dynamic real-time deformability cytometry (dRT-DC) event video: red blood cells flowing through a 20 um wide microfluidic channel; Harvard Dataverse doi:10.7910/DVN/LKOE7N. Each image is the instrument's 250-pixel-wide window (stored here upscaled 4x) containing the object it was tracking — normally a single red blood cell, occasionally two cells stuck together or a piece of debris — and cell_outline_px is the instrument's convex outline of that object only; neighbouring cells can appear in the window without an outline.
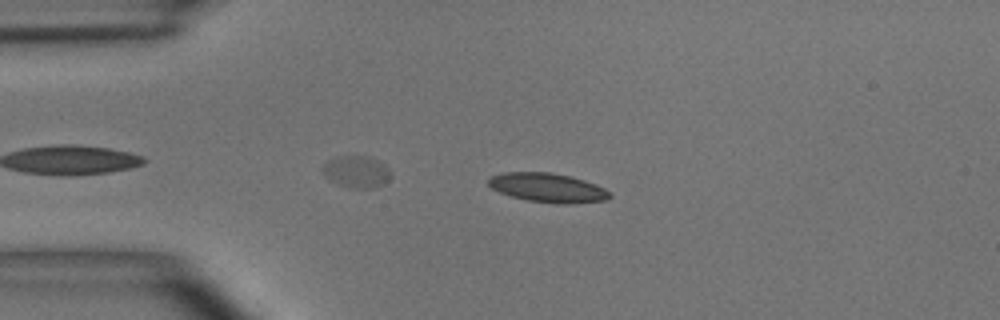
{"species": "common noctule bat (a hibernating species)", "species_latin": "Nyctalus noctula", "temperature_condition": "room temperature", "stored_images_in_passage": 5, "camera_frame_rate_fps": 3000, "um_per_image_px": 0.085, "animal": {"sex": "male", "body_mass_g": 15.6}, "frame": {"image": 1, "passage_image": 3, "time_ms": 3.0, "image_size_px": [1000, 320], "cell_outline_px": [[612, 196], [608, 200], [568, 204], [564, 204], [528, 200], [512, 196], [500, 192], [492, 188], [488, 184], [488, 180], [492, 176], [504, 172], [552, 172], [584, 180], [596, 184], [612, 192]], "centroid_in_image_um": [46.61, 15.95], "position_along_channel_um": 38.4, "area_um2": 20.52}}
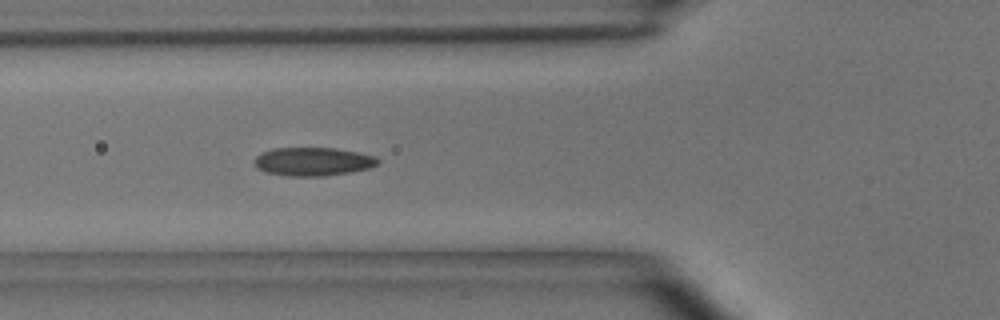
{"frame": {"image": 2, "passage_image": 5, "time_ms": 5.333, "image_size_px": [1000, 320], "cell_outline_px": [[380, 164], [368, 168], [348, 172], [324, 176], [288, 176], [268, 172], [256, 168], [256, 156], [260, 152], [272, 148], [336, 148], [360, 152], [376, 156], [380, 160]], "centroid_in_image_um": [26.64, 13.72], "position_along_channel_um": 99.2, "area_um2": 20.52}}